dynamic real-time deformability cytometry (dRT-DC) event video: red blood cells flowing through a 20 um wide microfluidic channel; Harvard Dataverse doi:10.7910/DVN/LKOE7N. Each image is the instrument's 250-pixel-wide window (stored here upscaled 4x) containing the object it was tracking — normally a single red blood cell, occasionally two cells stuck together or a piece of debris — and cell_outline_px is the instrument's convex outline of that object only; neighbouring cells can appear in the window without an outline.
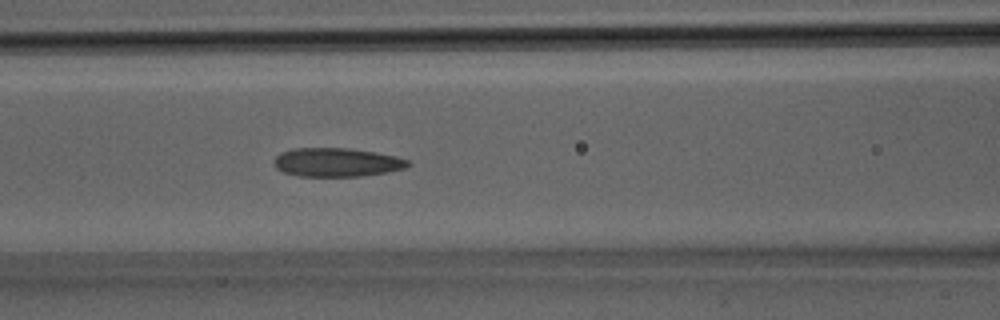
{"species": "Egyptian fruit bat (a non-hibernating species)", "species_latin": "Rousettus aegyptiacus", "temperature_condition": "room temperature", "stored_images_in_passage": 16, "camera_frame_rate_fps": 3000, "um_per_image_px": 0.085, "animal": {"sex": "male"}, "frame": {"image": 1, "passage_image": 14, "time_ms": 4.333, "image_size_px": [1000, 320], "cell_outline_px": [[412, 164], [404, 168], [388, 172], [360, 176], [300, 176], [284, 172], [276, 168], [276, 156], [280, 152], [292, 148], [348, 148], [376, 152], [396, 156], [408, 160]], "centroid_in_image_um": [28.65, 13.79], "position_along_channel_um": 137.9, "area_um2": 22.37}}
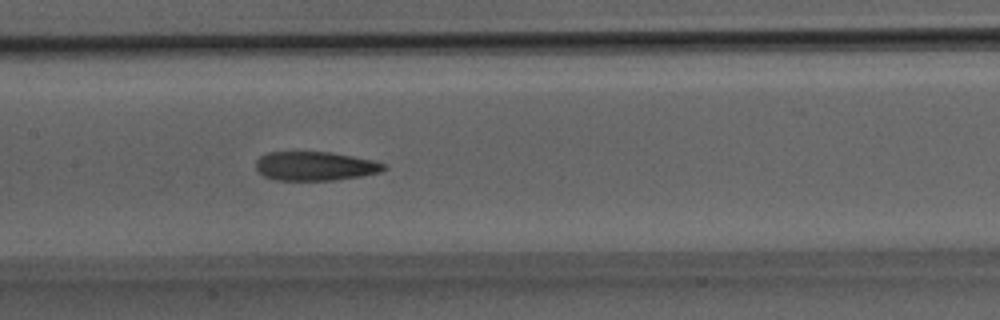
{"frame": {"image": 2, "passage_image": 16, "time_ms": 5.0, "image_size_px": [1000, 320], "cell_outline_px": [[388, 168], [380, 172], [360, 176], [332, 180], [276, 180], [264, 176], [256, 168], [256, 160], [260, 156], [268, 152], [332, 152], [372, 160], [388, 164]], "centroid_in_image_um": [26.8, 14.11], "position_along_channel_um": 180.6, "area_um2": 21.62}}